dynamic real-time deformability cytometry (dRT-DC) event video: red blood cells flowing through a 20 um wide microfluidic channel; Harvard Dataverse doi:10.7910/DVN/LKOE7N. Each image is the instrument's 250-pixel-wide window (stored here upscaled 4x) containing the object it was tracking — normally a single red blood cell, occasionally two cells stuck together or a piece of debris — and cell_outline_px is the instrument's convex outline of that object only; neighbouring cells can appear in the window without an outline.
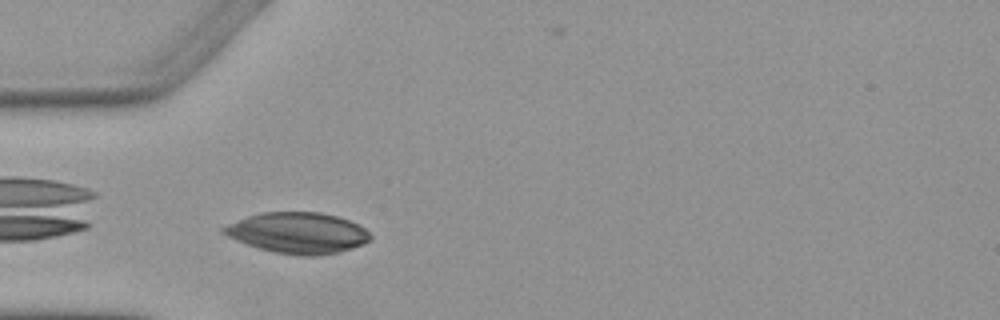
{"species": "Egyptian fruit bat (a non-hibernating species)", "species_latin": "Rousettus aegyptiacus", "temperature_condition": "warm", "stored_images_in_passage": 3, "camera_frame_rate_fps": 3000, "um_per_image_px": 0.085, "animal": {"sex": "female"}, "frame": {"image": 1, "passage_image": 2, "time_ms": 1.333, "image_size_px": [1000, 320], "cell_outline_px": [[372, 240], [364, 244], [352, 248], [336, 252], [312, 256], [300, 256], [272, 252], [248, 244], [228, 236], [220, 232], [220, 228], [248, 216], [264, 212], [320, 212], [336, 216], [348, 220], [364, 228], [372, 236]], "centroid_in_image_um": [25.33, 19.8], "position_along_channel_um": 59.7, "area_um2": 34.68}}
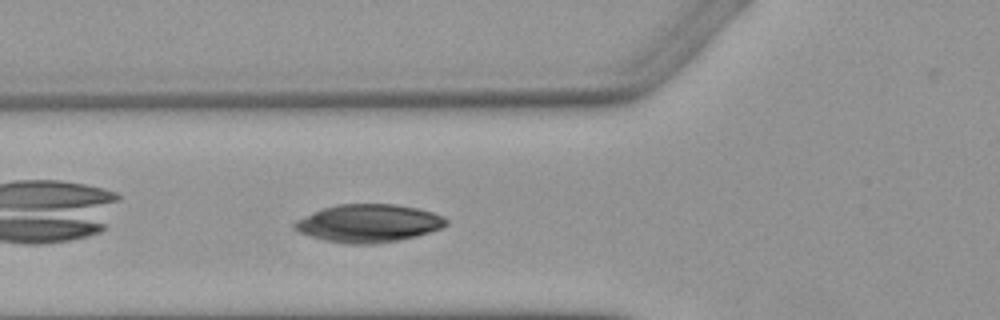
{"frame": {"image": 2, "passage_image": 3, "time_ms": 2.333, "image_size_px": [1000, 320], "cell_outline_px": [[448, 224], [440, 228], [416, 236], [400, 240], [376, 244], [348, 244], [324, 240], [308, 236], [292, 228], [292, 224], [296, 220], [324, 208], [340, 204], [396, 204], [416, 208], [432, 212], [444, 216], [448, 220]], "centroid_in_image_um": [31.33, 18.99], "position_along_channel_um": 94.5, "area_um2": 33.47}}